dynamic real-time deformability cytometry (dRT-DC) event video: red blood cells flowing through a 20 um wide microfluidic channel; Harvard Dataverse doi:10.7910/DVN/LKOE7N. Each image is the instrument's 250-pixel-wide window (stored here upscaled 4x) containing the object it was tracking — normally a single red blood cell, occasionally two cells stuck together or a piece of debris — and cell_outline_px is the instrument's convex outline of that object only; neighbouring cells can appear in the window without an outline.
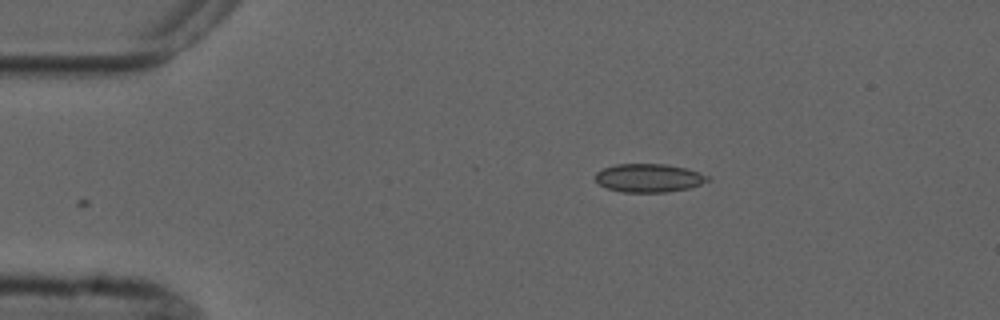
{"species": "common noctule bat (a hibernating species)", "species_latin": "Nyctalus noctula", "temperature_condition": "cold", "stored_images_in_passage": 6, "camera_frame_rate_fps": 3000, "um_per_image_px": 0.085, "animal": {"sex": "male", "forearm_length_mm": 52.5}, "frame": {"image": 1, "passage_image": 1, "time_ms": 0.0, "image_size_px": [1000, 320], "cell_outline_px": [[712, 180], [688, 188], [664, 192], [620, 192], [608, 188], [600, 184], [596, 180], [596, 172], [604, 168], [616, 164], [664, 164], [688, 168], [712, 176]], "centroid_in_image_um": [55.21, 15.12], "position_along_channel_um": 29.8, "area_um2": 18.67}}
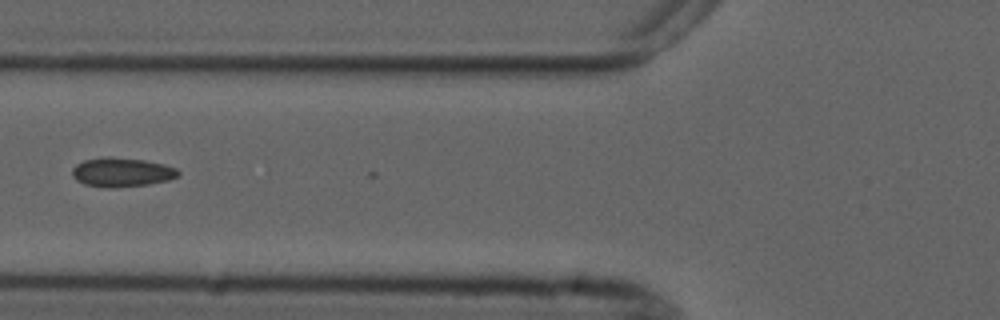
{"frame": {"image": 2, "passage_image": 4, "time_ms": 3.667, "image_size_px": [1000, 320], "cell_outline_px": [[180, 176], [168, 180], [148, 184], [112, 188], [108, 188], [84, 184], [76, 180], [72, 176], [72, 168], [76, 164], [84, 160], [108, 156], [144, 160], [164, 164], [176, 168], [180, 172]], "centroid_in_image_um": [10.34, 14.64], "position_along_channel_um": 115.5, "area_um2": 18.09}}
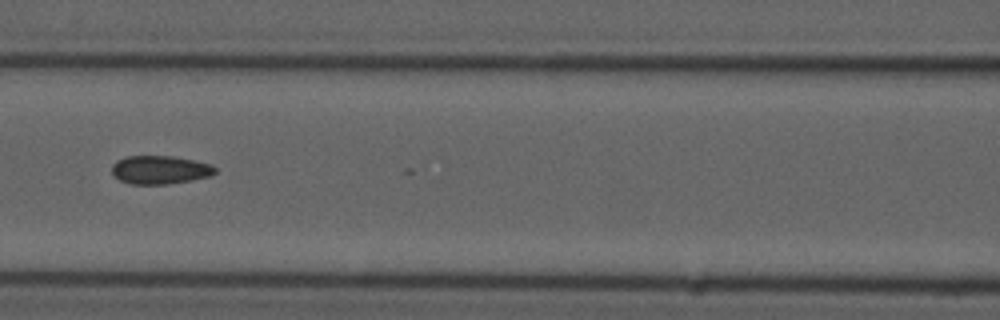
{"frame": {"image": 3, "passage_image": 5, "time_ms": 4.667, "image_size_px": [1000, 320], "cell_outline_px": [[216, 172], [212, 176], [192, 180], [168, 184], [128, 184], [120, 180], [112, 172], [112, 164], [116, 160], [128, 156], [172, 156], [212, 164], [216, 168]], "centroid_in_image_um": [13.61, 14.44], "position_along_channel_um": 153.0, "area_um2": 17.17}}